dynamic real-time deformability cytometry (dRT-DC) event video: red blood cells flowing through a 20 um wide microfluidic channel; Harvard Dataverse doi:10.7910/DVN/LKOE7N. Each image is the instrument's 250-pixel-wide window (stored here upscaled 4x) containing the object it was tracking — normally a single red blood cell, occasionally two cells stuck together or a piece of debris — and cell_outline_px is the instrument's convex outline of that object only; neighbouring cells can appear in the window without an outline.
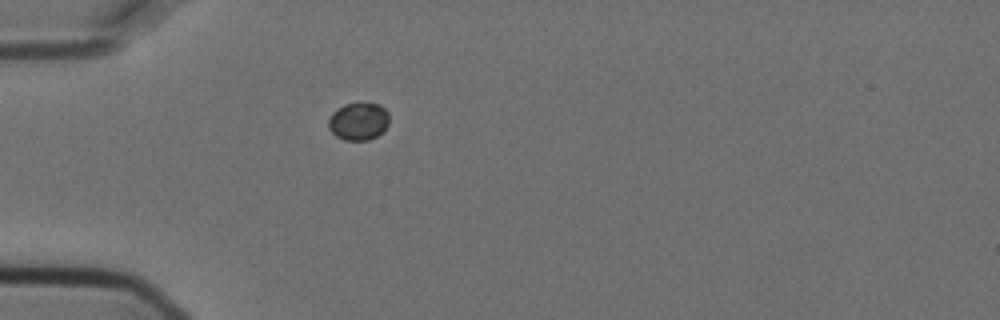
{"species": "Egyptian fruit bat (a non-hibernating species)", "species_latin": "Rousettus aegyptiacus", "temperature_condition": "cold", "stored_images_in_passage": 1, "camera_frame_rate_fps": 3000, "um_per_image_px": 0.085, "animal": {"sex": "female"}, "frame": {"image": 1, "passage_image": 1, "time_ms": 0.0, "image_size_px": [1000, 320], "cell_outline_px": [[388, 124], [384, 132], [368, 140], [344, 140], [336, 136], [328, 128], [328, 120], [332, 112], [344, 104], [380, 104], [388, 112]], "centroid_in_image_um": [30.47, 10.33], "position_along_channel_um": 54.5, "area_um2": 13.29}}